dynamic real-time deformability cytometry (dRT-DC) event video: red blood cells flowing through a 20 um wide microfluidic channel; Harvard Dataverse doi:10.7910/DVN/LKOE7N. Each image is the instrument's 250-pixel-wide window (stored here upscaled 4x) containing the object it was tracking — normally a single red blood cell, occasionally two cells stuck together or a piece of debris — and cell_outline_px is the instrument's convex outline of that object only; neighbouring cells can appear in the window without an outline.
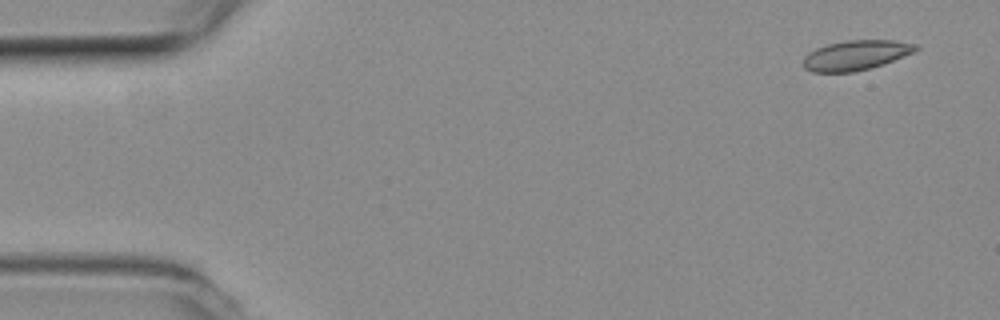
{"species": "common noctule bat (a hibernating species)", "species_latin": "Nyctalus noctula", "temperature_condition": "room temperature", "stored_images_in_passage": 4, "camera_frame_rate_fps": 3000, "um_per_image_px": 0.085, "animal": {"sex": "female", "body_mass_g": 19.3, "forearm_length_mm": 54.1}, "frame": {"image": 1, "passage_image": 1, "time_ms": 0.0, "image_size_px": [1000, 320], "cell_outline_px": [[920, 48], [912, 52], [884, 64], [872, 68], [852, 72], [812, 72], [804, 68], [804, 56], [816, 48], [828, 44], [848, 40], [892, 40], [916, 44]], "centroid_in_image_um": [72.74, 4.7], "position_along_channel_um": 12.3, "area_um2": 19.42}}